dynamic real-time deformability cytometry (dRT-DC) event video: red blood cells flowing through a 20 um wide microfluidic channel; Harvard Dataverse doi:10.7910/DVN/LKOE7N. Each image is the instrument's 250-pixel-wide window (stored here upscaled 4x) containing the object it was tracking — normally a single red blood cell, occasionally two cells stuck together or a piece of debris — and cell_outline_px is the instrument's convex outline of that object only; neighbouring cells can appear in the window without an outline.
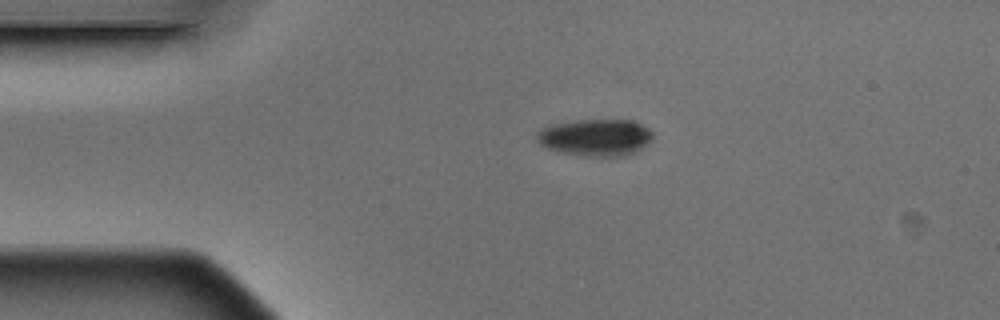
{"species": "Egyptian fruit bat (a non-hibernating species)", "species_latin": "Rousettus aegyptiacus", "temperature_condition": "warm", "stored_images_in_passage": 3, "camera_frame_rate_fps": 3000, "um_per_image_px": 0.085, "animal": {"sex": "male"}, "frame": {"image": 1, "passage_image": 1, "time_ms": 0.0, "image_size_px": [1000, 320], "cell_outline_px": [[652, 140], [636, 152], [624, 156], [588, 156], [560, 152], [548, 148], [540, 144], [536, 140], [536, 132], [548, 124], [576, 120], [632, 120], [648, 128], [652, 132]], "centroid_in_image_um": [50.59, 11.67], "position_along_channel_um": 34.4, "area_um2": 25.09}}
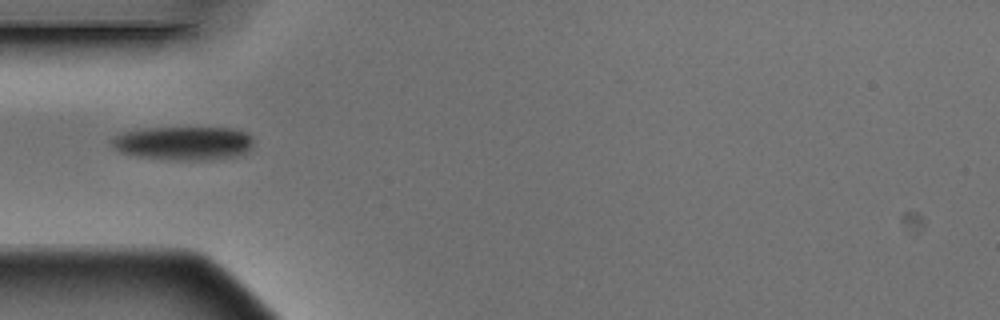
{"frame": {"image": 2, "passage_image": 2, "time_ms": 0.333, "image_size_px": [1000, 320], "cell_outline_px": [[252, 144], [244, 152], [236, 156], [208, 160], [168, 160], [136, 156], [120, 152], [112, 148], [108, 140], [124, 132], [144, 128], [232, 128], [244, 132], [252, 136]], "centroid_in_image_um": [15.53, 12.18], "position_along_channel_um": 69.5, "area_um2": 27.92}}
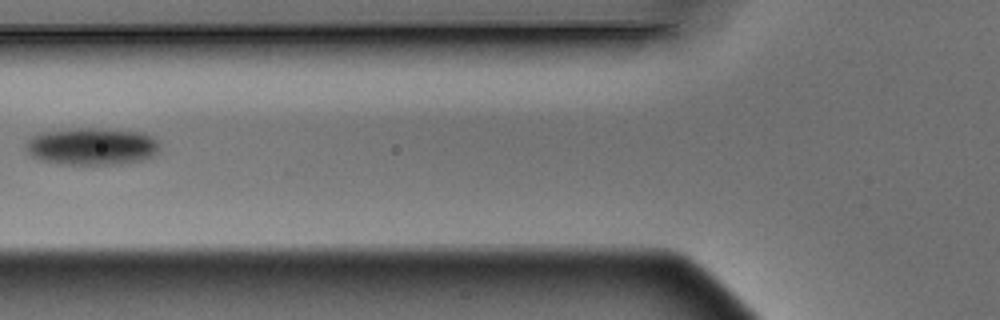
{"frame": {"image": 3, "passage_image": 3, "time_ms": 0.667, "image_size_px": [1000, 320], "cell_outline_px": [[160, 144], [156, 152], [152, 156], [140, 160], [120, 164], [60, 164], [40, 160], [32, 156], [24, 148], [24, 144], [32, 136], [40, 132], [76, 128], [104, 128], [144, 132], [160, 140]], "centroid_in_image_um": [7.8, 12.43], "position_along_channel_um": 118.0, "area_um2": 29.42}}